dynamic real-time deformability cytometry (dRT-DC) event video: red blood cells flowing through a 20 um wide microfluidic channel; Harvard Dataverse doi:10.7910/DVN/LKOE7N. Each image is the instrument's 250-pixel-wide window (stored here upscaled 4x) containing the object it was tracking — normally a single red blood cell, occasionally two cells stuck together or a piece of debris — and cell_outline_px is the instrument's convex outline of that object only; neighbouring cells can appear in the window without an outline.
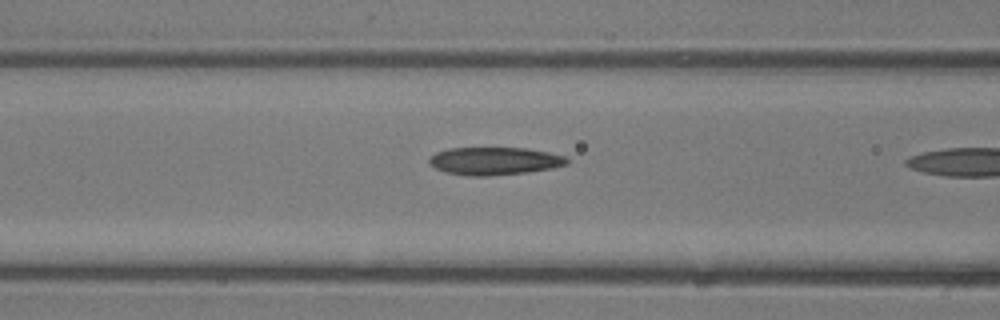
{"species": "common noctule bat (a hibernating species)", "species_latin": "Nyctalus noctula", "temperature_condition": "room temperature", "stored_images_in_passage": 8, "camera_frame_rate_fps": 3000, "um_per_image_px": 0.085, "animal": {"sex": "male", "body_mass_g": 13.3}, "frame": {"image": 1, "passage_image": 7, "time_ms": 2.0, "image_size_px": [1000, 320], "cell_outline_px": [[568, 164], [552, 168], [528, 172], [488, 176], [468, 176], [444, 172], [428, 164], [428, 160], [436, 152], [448, 148], [524, 148], [548, 152], [564, 156], [568, 160]], "centroid_in_image_um": [42.0, 13.69], "position_along_channel_um": 124.6, "area_um2": 22.31}}